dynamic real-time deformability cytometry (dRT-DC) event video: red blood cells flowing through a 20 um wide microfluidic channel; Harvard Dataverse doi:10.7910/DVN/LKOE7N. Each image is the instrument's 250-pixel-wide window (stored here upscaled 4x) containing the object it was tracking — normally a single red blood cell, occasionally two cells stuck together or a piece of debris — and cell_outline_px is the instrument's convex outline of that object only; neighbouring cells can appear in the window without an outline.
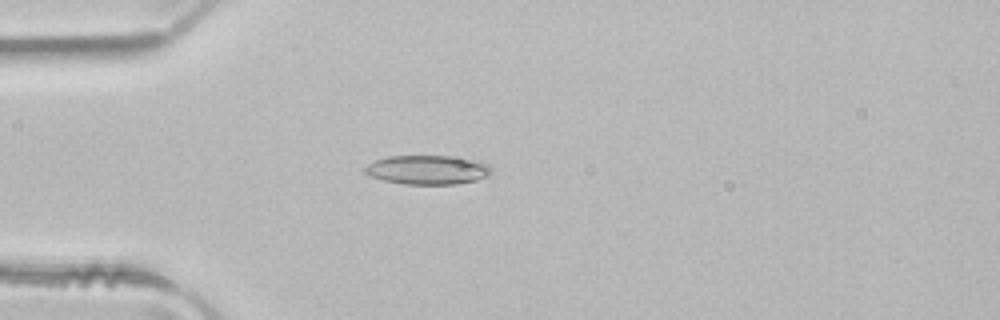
{"species": "common noctule bat (a hibernating species)", "species_latin": "Nyctalus noctula", "temperature_condition": "room temperature", "stored_images_in_passage": 4, "camera_frame_rate_fps": 3000, "um_per_image_px": 0.085, "animal": {"sex": "male", "body_mass_g": 21.5, "forearm_length_mm": 52.0}, "frame": {"image": 1, "passage_image": 4, "time_ms": 1.0, "image_size_px": [1000, 320], "cell_outline_px": [[492, 172], [488, 176], [476, 180], [456, 184], [404, 184], [384, 180], [372, 176], [364, 172], [360, 168], [376, 160], [388, 156], [468, 156], [488, 164], [492, 168]], "centroid_in_image_um": [36.39, 14.42], "position_along_channel_um": 48.6, "area_um2": 21.85}}